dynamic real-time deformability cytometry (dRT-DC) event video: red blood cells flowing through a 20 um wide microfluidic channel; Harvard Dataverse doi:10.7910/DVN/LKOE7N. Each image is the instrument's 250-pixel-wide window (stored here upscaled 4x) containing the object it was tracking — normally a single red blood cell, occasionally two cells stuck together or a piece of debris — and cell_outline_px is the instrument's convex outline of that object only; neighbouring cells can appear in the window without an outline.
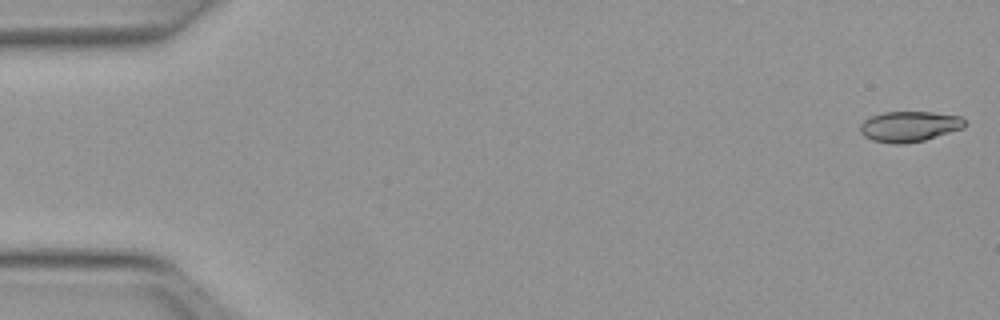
{"species": "Egyptian fruit bat (a non-hibernating species)", "species_latin": "Rousettus aegyptiacus", "temperature_condition": "warm", "stored_images_in_passage": 51, "camera_frame_rate_fps": 3000, "um_per_image_px": 0.085, "animal": {"sex": "female"}, "frame": {"image": 1, "passage_image": 1, "time_ms": 0.0, "image_size_px": [1000, 320], "cell_outline_px": [[968, 124], [964, 128], [924, 140], [904, 144], [892, 144], [872, 140], [864, 136], [860, 132], [860, 124], [864, 120], [872, 116], [884, 112], [932, 112], [960, 116]], "centroid_in_image_um": [77.3, 10.75], "position_along_channel_um": 7.7, "area_um2": 18.67}}
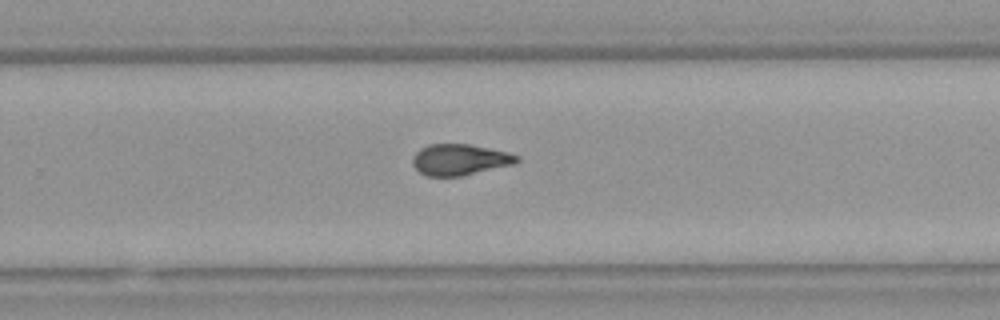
{"frame": {"image": 2, "passage_image": 33, "time_ms": 10.667, "image_size_px": [1000, 320], "cell_outline_px": [[520, 160], [516, 164], [460, 176], [428, 176], [420, 172], [412, 164], [412, 156], [420, 148], [428, 144], [468, 144], [508, 152], [520, 156]], "centroid_in_image_um": [39.09, 13.56], "position_along_channel_um": 290.7, "area_um2": 18.96}}
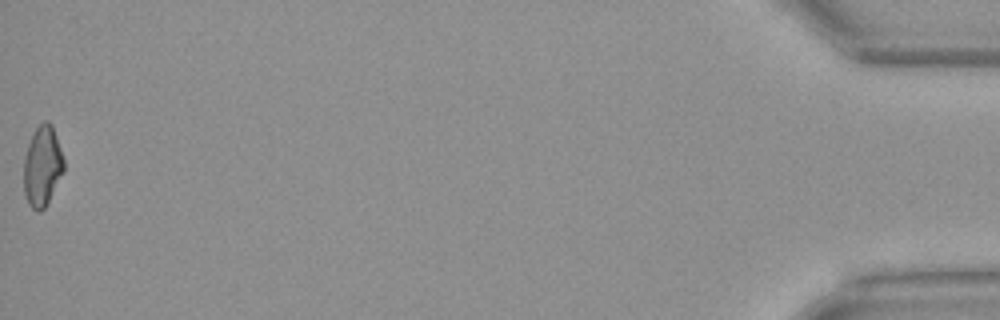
{"frame": {"image": 3, "passage_image": 51, "time_ms": 16.667, "image_size_px": [1000, 320], "cell_outline_px": [[64, 172], [44, 208], [40, 212], [36, 212], [28, 204], [24, 192], [24, 156], [32, 132], [44, 120], [48, 120], [52, 124], [64, 160]], "centroid_in_image_um": [3.59, 14.11], "position_along_channel_um": 431.6, "area_um2": 18.84}, "authors_computed_cell_mechanics": {"area_um2": 19.074, "velocity_mm_per_s": 4.0318, "shape_relaxation_time_tau1_ms": null, "shape_relaxation_time_tau2_ms": 2.181, "deformation_change_tau1": null, "deformation_change_tau2": 0.0875}}